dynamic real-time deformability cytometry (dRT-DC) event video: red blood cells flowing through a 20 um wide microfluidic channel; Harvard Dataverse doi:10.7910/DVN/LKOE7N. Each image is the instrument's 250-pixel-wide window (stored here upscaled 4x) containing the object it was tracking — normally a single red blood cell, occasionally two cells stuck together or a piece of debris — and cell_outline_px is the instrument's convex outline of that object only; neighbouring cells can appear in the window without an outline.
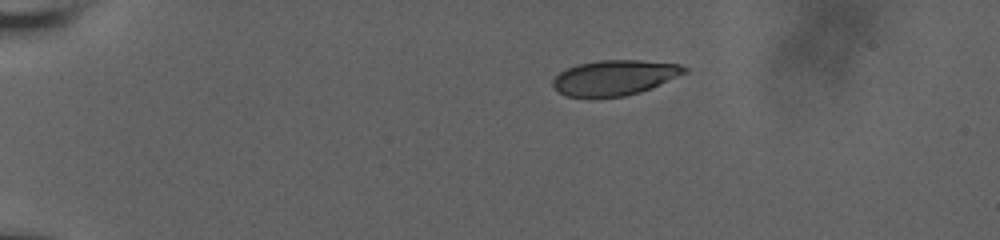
{"species": "human", "species_latin": "Homo sapiens", "temperature_condition": "room temperature", "stored_images_in_passage": 42, "camera_frame_rate_fps": 3000, "um_per_image_px": 0.085, "donor": {"sex": "male"}, "frame": {"image": 1, "passage_image": 1, "time_ms": 0.0, "image_size_px": [1000, 240], "cell_outline_px": [[688, 72], [652, 88], [640, 92], [624, 96], [564, 96], [552, 84], [552, 80], [560, 72], [576, 64], [600, 60], [640, 60], [680, 64], [688, 68]], "centroid_in_image_um": [52.28, 6.58], "position_along_channel_um": 32.7, "area_um2": 26.82}}
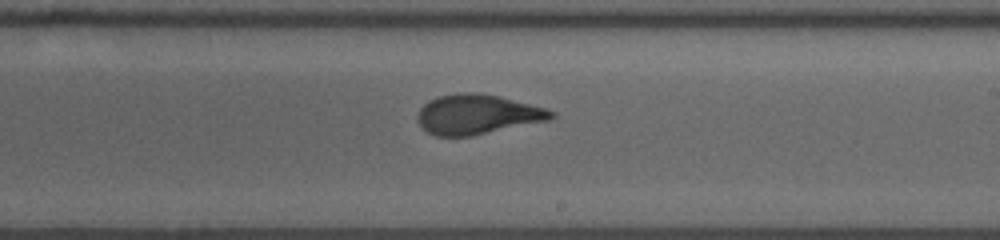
{"frame": {"image": 2, "passage_image": 23, "time_ms": 7.333, "image_size_px": [1000, 240], "cell_outline_px": [[556, 116], [548, 120], [472, 136], [436, 136], [428, 132], [416, 120], [420, 108], [428, 100], [436, 96], [456, 92], [480, 92], [500, 96], [544, 108], [556, 112]], "centroid_in_image_um": [40.55, 9.7], "position_along_channel_um": 248.5, "area_um2": 31.1}}
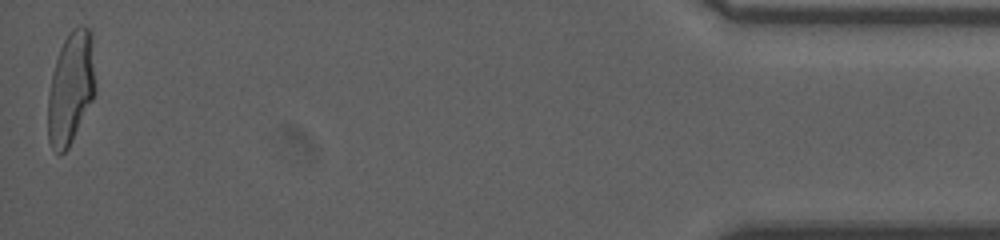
{"frame": {"image": 3, "passage_image": 42, "time_ms": 13.667, "image_size_px": [1000, 240], "cell_outline_px": [[96, 92], [68, 148], [60, 156], [52, 148], [48, 140], [48, 96], [52, 72], [60, 48], [68, 32], [72, 28], [80, 24], [88, 28], [92, 32], [96, 88]], "centroid_in_image_um": [6.03, 7.44], "position_along_channel_um": 429.2, "area_um2": 31.33}, "authors_computed_cell_mechanics": {"area_um2": 30.3739, "velocity_mm_per_s": 3.7678, "shape_relaxation_time_tau1_ms": 4.1214, "shape_relaxation_time_tau2_ms": 0.6609, "deformation_change_tau1": 0.1863, "deformation_change_tau2": 0.0565}}